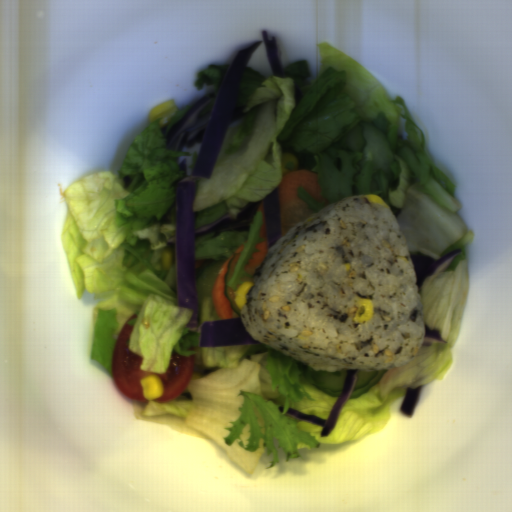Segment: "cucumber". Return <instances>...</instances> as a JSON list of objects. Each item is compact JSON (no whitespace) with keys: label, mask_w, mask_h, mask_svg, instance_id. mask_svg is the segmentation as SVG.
Listing matches in <instances>:
<instances>
[{"label":"cucumber","mask_w":512,"mask_h":512,"mask_svg":"<svg viewBox=\"0 0 512 512\" xmlns=\"http://www.w3.org/2000/svg\"><path fill=\"white\" fill-rule=\"evenodd\" d=\"M304 376L307 383L317 388L324 394L338 398L349 368L340 369L337 372L313 370L302 362Z\"/></svg>","instance_id":"obj_2"},{"label":"cucumber","mask_w":512,"mask_h":512,"mask_svg":"<svg viewBox=\"0 0 512 512\" xmlns=\"http://www.w3.org/2000/svg\"><path fill=\"white\" fill-rule=\"evenodd\" d=\"M240 255H241V252H235L234 255L231 257V259L228 261V264H227L228 272L225 274V276L223 278L225 297L229 300V306L234 310V312L237 314L238 317H242V316H241L240 308L237 307L235 304V294H236L237 290H230L228 287V283L233 275V272L235 270V267L237 265Z\"/></svg>","instance_id":"obj_5"},{"label":"cucumber","mask_w":512,"mask_h":512,"mask_svg":"<svg viewBox=\"0 0 512 512\" xmlns=\"http://www.w3.org/2000/svg\"><path fill=\"white\" fill-rule=\"evenodd\" d=\"M365 143L363 145V158L359 162V170L352 177V195H370L372 184L376 176L390 168L395 158V151L381 128L371 120L362 125Z\"/></svg>","instance_id":"obj_1"},{"label":"cucumber","mask_w":512,"mask_h":512,"mask_svg":"<svg viewBox=\"0 0 512 512\" xmlns=\"http://www.w3.org/2000/svg\"><path fill=\"white\" fill-rule=\"evenodd\" d=\"M228 257L204 259L195 270L194 286L198 301L212 297L216 276Z\"/></svg>","instance_id":"obj_3"},{"label":"cucumber","mask_w":512,"mask_h":512,"mask_svg":"<svg viewBox=\"0 0 512 512\" xmlns=\"http://www.w3.org/2000/svg\"><path fill=\"white\" fill-rule=\"evenodd\" d=\"M386 372L387 370L380 372H365L358 369L349 399L359 398L368 393L373 386L379 383L380 379L386 374Z\"/></svg>","instance_id":"obj_4"}]
</instances>
